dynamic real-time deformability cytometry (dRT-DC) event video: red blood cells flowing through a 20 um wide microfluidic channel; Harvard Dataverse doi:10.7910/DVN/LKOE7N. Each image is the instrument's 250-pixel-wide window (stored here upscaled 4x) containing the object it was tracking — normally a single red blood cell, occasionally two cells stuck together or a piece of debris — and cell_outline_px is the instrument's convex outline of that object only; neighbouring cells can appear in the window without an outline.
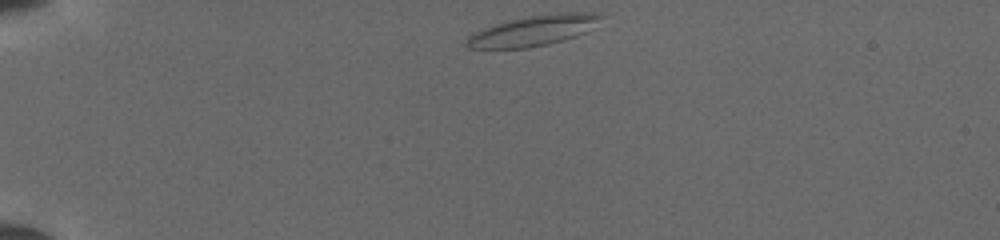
{"species": "common noctule bat (a hibernating species)", "species_latin": "Nyctalus noctula", "temperature_condition": "cold", "stored_images_in_passage": 39, "camera_frame_rate_fps": 3000, "um_per_image_px": 0.085, "animal": {"sex": "female", "body_mass_g": 19.5, "forearm_length_mm": 54.1}, "frame": {"image": 1, "passage_image": 1, "time_ms": 0.0, "image_size_px": [1000, 240], "cell_outline_px": [[604, 16], [584, 32], [576, 36], [564, 40], [548, 44], [528, 48], [468, 48], [464, 44], [464, 40], [468, 36], [492, 24], [532, 16], [556, 12], [604, 12]], "centroid_in_image_um": [45.34, 2.6], "position_along_channel_um": 39.7, "area_um2": 23.7}}
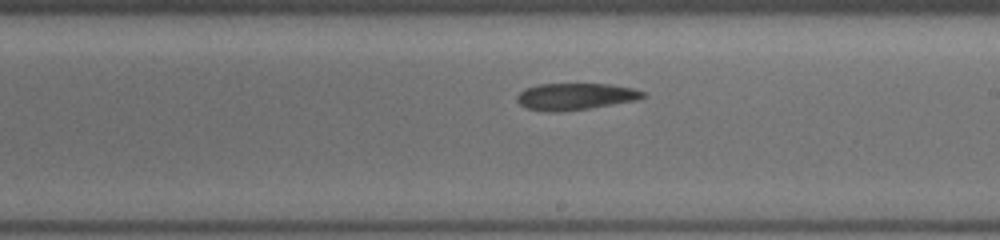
{"frame": {"image": 2, "passage_image": 20, "time_ms": 6.333, "image_size_px": [1000, 240], "cell_outline_px": [[648, 96], [640, 100], [588, 108], [560, 112], [548, 112], [528, 108], [520, 104], [516, 100], [516, 96], [524, 88], [536, 84], [608, 84], [632, 88], [644, 92]], "centroid_in_image_um": [48.91, 8.2], "position_along_channel_um": 240.1, "area_um2": 19.77}}
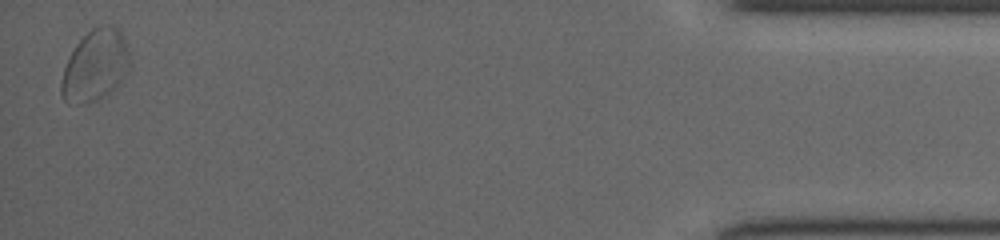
{"frame": {"image": 3, "passage_image": 39, "time_ms": 12.667, "image_size_px": [1000, 240], "cell_outline_px": [[128, 68], [124, 76], [108, 92], [96, 100], [84, 104], [80, 104], [64, 100], [60, 92], [60, 80], [68, 56], [76, 44], [92, 28], [100, 24], [112, 24], [120, 28], [128, 52]], "centroid_in_image_um": [8.05, 5.53], "position_along_channel_um": 427.1, "area_um2": 28.15}}